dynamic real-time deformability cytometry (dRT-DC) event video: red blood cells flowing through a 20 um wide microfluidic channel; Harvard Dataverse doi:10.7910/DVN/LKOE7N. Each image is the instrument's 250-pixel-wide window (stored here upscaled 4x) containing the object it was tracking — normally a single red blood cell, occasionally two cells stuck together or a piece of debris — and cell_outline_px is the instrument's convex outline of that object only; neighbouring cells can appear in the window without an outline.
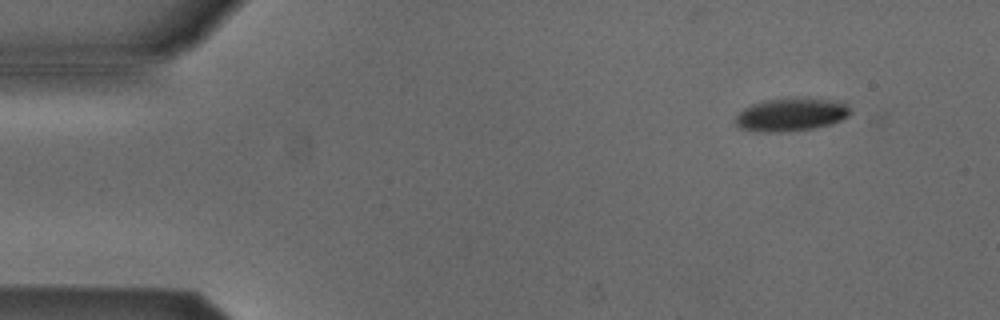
{"species": "Egyptian fruit bat (a non-hibernating species)", "species_latin": "Rousettus aegyptiacus", "temperature_condition": "cold", "stored_images_in_passage": 3, "camera_frame_rate_fps": 3000, "um_per_image_px": 0.085, "animal": {"sex": "male"}, "frame": {"image": 1, "passage_image": 2, "time_ms": 0.333, "image_size_px": [1000, 320], "cell_outline_px": [[852, 112], [848, 116], [832, 124], [816, 128], [780, 132], [756, 132], [740, 128], [736, 124], [736, 116], [744, 108], [752, 104], [764, 100], [836, 100], [844, 104]], "centroid_in_image_um": [67.21, 9.79], "position_along_channel_um": 17.8, "area_um2": 21.5}}